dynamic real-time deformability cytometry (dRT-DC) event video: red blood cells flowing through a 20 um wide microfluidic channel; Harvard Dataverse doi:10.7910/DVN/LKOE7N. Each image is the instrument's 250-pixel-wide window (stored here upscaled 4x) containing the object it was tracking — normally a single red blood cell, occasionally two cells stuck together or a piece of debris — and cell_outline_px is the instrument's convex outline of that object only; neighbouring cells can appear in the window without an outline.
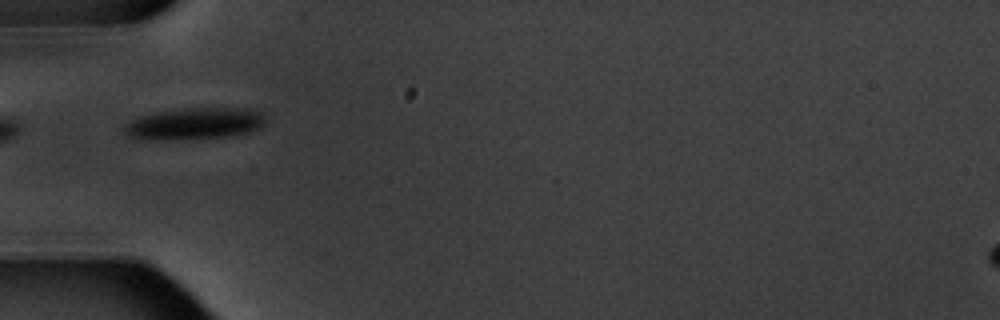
{"species": "common noctule bat (a hibernating species)", "species_latin": "Nyctalus noctula", "temperature_condition": "warm", "stored_images_in_passage": 6, "camera_frame_rate_fps": 3000, "um_per_image_px": 0.085, "animal": {"sex": "male", "body_mass_g": 20.1, "forearm_length_mm": 53.5}, "frame": {"image": 1, "passage_image": 6, "time_ms": 5.667, "image_size_px": [1000, 320], "cell_outline_px": [[264, 124], [260, 128], [248, 132], [228, 136], [132, 136], [124, 132], [124, 124], [140, 116], [152, 112], [184, 108], [248, 108], [264, 112]], "centroid_in_image_um": [16.68, 10.41], "position_along_channel_um": 68.3, "area_um2": 24.51}}